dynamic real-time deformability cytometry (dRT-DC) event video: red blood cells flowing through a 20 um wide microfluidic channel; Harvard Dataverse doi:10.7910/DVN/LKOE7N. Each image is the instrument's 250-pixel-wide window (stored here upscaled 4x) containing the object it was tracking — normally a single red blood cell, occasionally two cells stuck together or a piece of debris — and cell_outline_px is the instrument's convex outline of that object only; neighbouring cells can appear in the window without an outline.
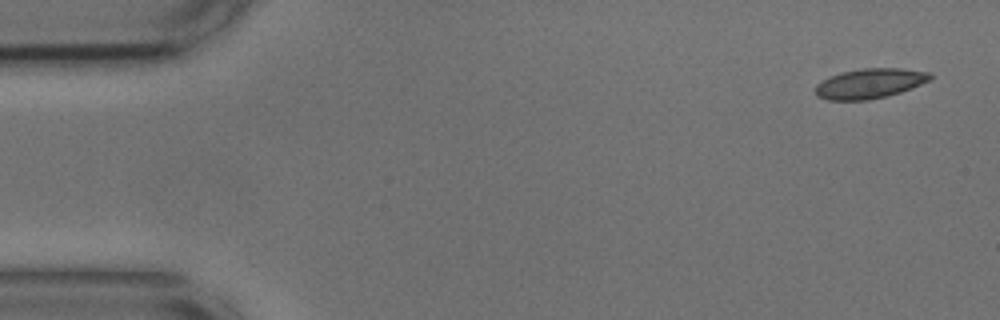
{"species": "common noctule bat (a hibernating species)", "species_latin": "Nyctalus noctula", "temperature_condition": "cold", "stored_images_in_passage": 53, "camera_frame_rate_fps": 3000, "um_per_image_px": 0.085, "animal": {"sex": "male", "body_mass_g": 17.9, "forearm_length_mm": 54.2}, "frame": {"image": 1, "passage_image": 1, "time_ms": 0.0, "image_size_px": [1000, 320], "cell_outline_px": [[932, 80], [912, 88], [900, 92], [868, 100], [828, 100], [816, 96], [816, 84], [840, 72], [864, 68], [900, 68], [932, 72]], "centroid_in_image_um": [73.97, 7.09], "position_along_channel_um": 11.0, "area_um2": 20.0}}
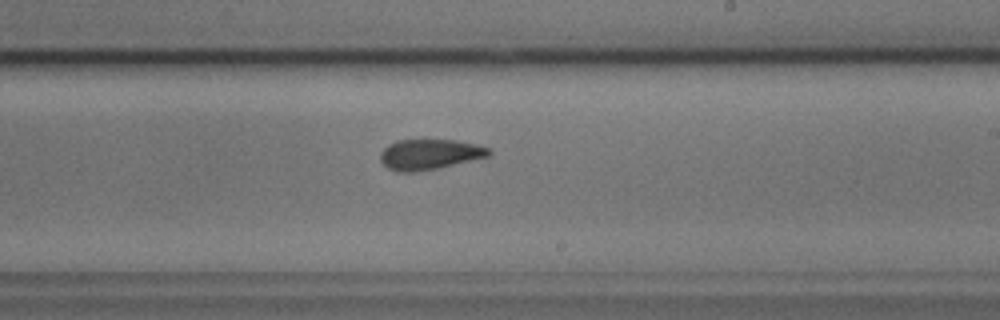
{"frame": {"image": 2, "passage_image": 30, "time_ms": 9.667, "image_size_px": [1000, 320], "cell_outline_px": [[492, 152], [488, 156], [440, 168], [412, 172], [396, 172], [388, 168], [380, 160], [380, 152], [388, 144], [396, 140], [456, 140], [476, 144], [492, 148]], "centroid_in_image_um": [36.52, 13.12], "position_along_channel_um": 252.5, "area_um2": 19.36}}
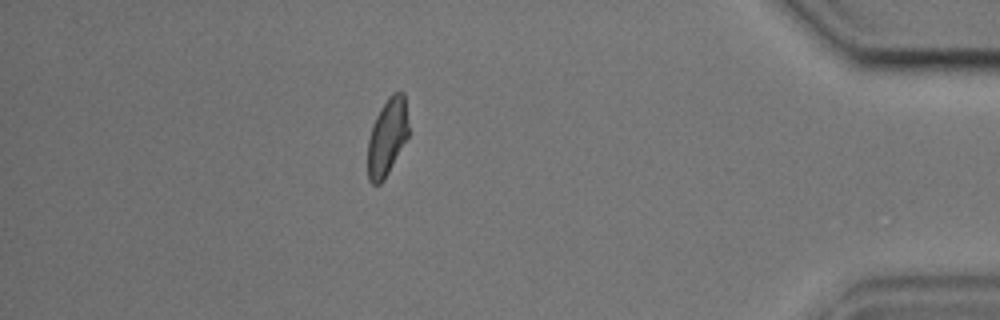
{"frame": {"image": 3, "passage_image": 46, "time_ms": 15.0, "image_size_px": [1000, 320], "cell_outline_px": [[408, 136], [384, 180], [380, 184], [372, 184], [368, 180], [368, 140], [372, 124], [380, 108], [388, 96], [392, 92], [404, 92], [408, 124]], "centroid_in_image_um": [32.9, 11.63], "position_along_channel_um": 402.3, "area_um2": 18.32}, "authors_computed_cell_mechanics": {"area_um2": 19.5364, "velocity_mm_per_s": 3.6416, "shape_relaxation_time_tau1_ms": 3.3534, "shape_relaxation_time_tau2_ms": 1.2955, "deformation_change_tau1": 0.0894, "deformation_change_tau2": 0.052}}